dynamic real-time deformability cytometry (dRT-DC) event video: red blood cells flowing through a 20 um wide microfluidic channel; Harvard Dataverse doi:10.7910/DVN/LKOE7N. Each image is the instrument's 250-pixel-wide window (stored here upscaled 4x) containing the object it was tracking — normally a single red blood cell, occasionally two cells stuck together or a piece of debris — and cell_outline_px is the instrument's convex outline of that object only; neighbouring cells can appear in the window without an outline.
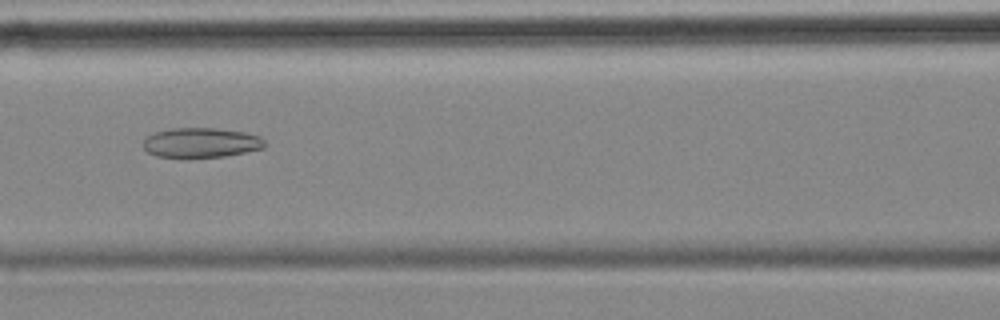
{"species": "common noctule bat (a hibernating species)", "species_latin": "Nyctalus noctula", "temperature_condition": "cold", "stored_images_in_passage": 8, "camera_frame_rate_fps": 3000, "um_per_image_px": 0.085, "animal": {"sex": "female", "body_mass_g": 18.4}, "frame": {"image": 1, "passage_image": 8, "time_ms": 8.0, "image_size_px": [1000, 320], "cell_outline_px": [[264, 148], [224, 156], [156, 156], [148, 152], [144, 148], [144, 140], [148, 136], [156, 132], [172, 128], [216, 128], [244, 132], [260, 136], [264, 140]], "centroid_in_image_um": [17.11, 12.1], "position_along_channel_um": 149.5, "area_um2": 20.58}}